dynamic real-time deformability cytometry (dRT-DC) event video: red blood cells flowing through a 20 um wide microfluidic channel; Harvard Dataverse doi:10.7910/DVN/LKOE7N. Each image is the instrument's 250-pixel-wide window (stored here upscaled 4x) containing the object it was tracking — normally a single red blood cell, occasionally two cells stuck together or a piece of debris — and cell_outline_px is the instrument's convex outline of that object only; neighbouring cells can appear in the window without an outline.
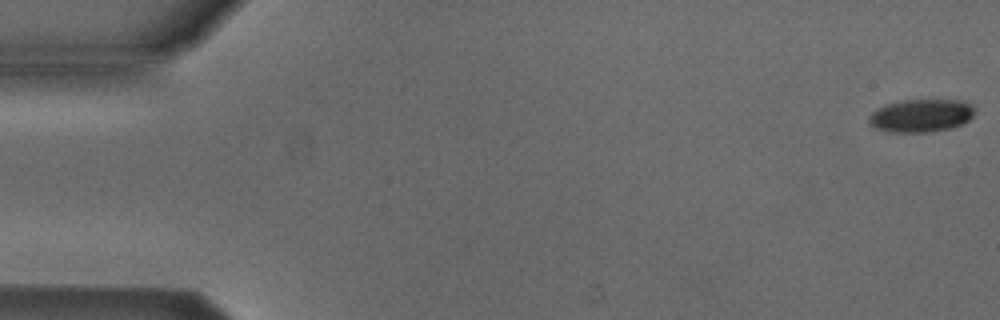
{"species": "Egyptian fruit bat (a non-hibernating species)", "species_latin": "Rousettus aegyptiacus", "temperature_condition": "cold", "stored_images_in_passage": 47, "camera_frame_rate_fps": 3000, "um_per_image_px": 0.085, "animal": {"sex": "male"}, "frame": {"image": 1, "passage_image": 1, "time_ms": 0.0, "image_size_px": [1000, 320], "cell_outline_px": [[976, 108], [972, 116], [968, 120], [952, 128], [928, 132], [888, 132], [876, 128], [868, 120], [872, 112], [888, 104], [904, 100], [956, 100], [972, 104]], "centroid_in_image_um": [78.32, 9.83], "position_along_channel_um": 6.7, "area_um2": 20.06}}
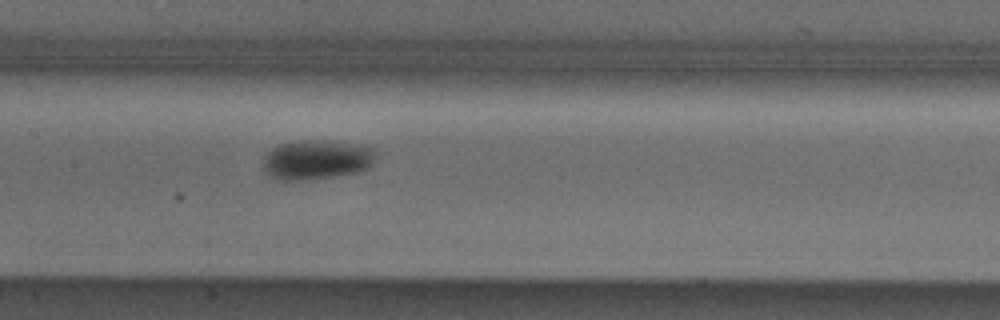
{"frame": {"image": 2, "passage_image": 26, "time_ms": 8.333, "image_size_px": [1000, 320], "cell_outline_px": [[372, 164], [368, 168], [356, 172], [328, 176], [296, 180], [276, 180], [264, 168], [264, 156], [272, 148], [280, 144], [300, 140], [324, 140], [372, 148]], "centroid_in_image_um": [26.83, 13.56], "position_along_channel_um": 180.6, "area_um2": 25.03}}
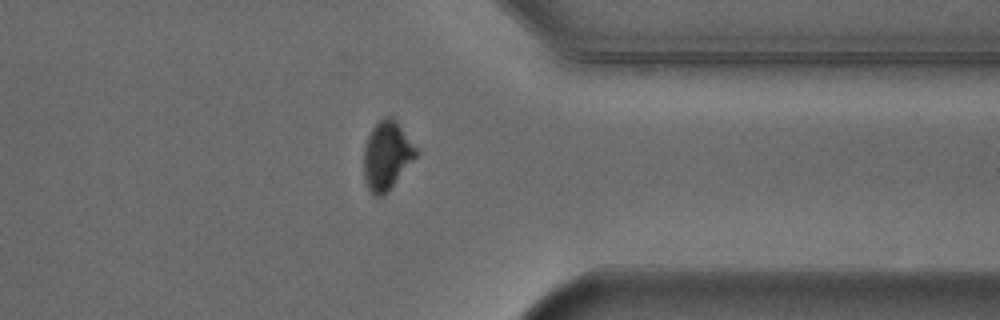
{"frame": {"image": 3, "passage_image": 42, "time_ms": 13.667, "image_size_px": [1000, 320], "cell_outline_px": [[416, 156], [388, 192], [384, 196], [372, 196], [364, 180], [364, 148], [368, 136], [372, 128], [384, 116], [392, 116], [396, 120], [416, 148]], "centroid_in_image_um": [32.85, 13.24], "position_along_channel_um": 378.6, "area_um2": 20.69}}